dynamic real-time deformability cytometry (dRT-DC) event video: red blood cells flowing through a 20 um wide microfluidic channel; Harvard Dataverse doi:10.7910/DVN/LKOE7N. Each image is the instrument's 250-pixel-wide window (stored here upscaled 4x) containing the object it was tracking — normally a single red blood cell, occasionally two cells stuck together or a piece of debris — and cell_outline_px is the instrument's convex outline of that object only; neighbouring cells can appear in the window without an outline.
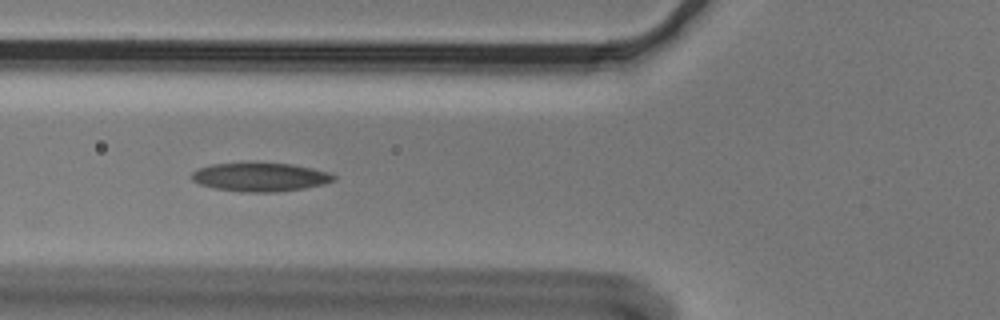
{"species": "Egyptian fruit bat (a non-hibernating species)", "species_latin": "Rousettus aegyptiacus", "temperature_condition": "cold", "stored_images_in_passage": 36, "camera_frame_rate_fps": 3000, "um_per_image_px": 0.085, "animal": {"sex": "male"}, "frame": {"image": 1, "passage_image": 20, "time_ms": 6.333, "image_size_px": [1000, 320], "cell_outline_px": [[336, 180], [324, 184], [304, 188], [276, 192], [252, 192], [212, 188], [200, 184], [192, 180], [192, 172], [200, 168], [212, 164], [292, 164], [312, 168], [328, 172], [336, 176]], "centroid_in_image_um": [22.15, 15.06], "position_along_channel_um": 103.6, "area_um2": 23.24}}
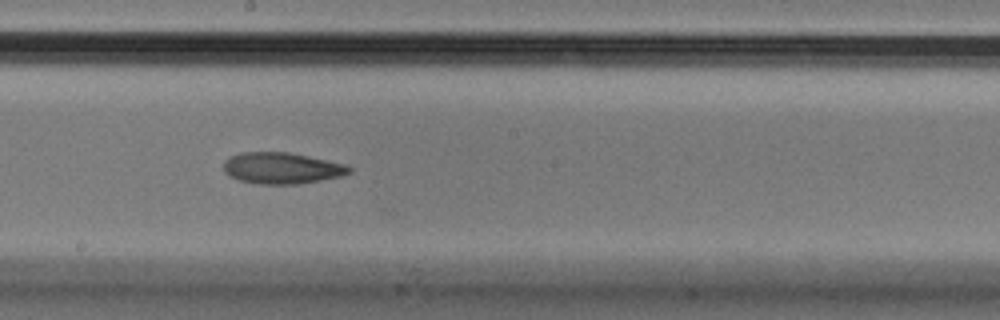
{"frame": {"image": 2, "passage_image": 30, "time_ms": 9.667, "image_size_px": [1000, 320], "cell_outline_px": [[352, 172], [340, 176], [320, 180], [296, 184], [260, 184], [240, 180], [228, 176], [224, 172], [224, 160], [240, 152], [288, 152], [308, 156], [344, 164], [352, 168]], "centroid_in_image_um": [23.92, 14.29], "position_along_channel_um": 224.3, "area_um2": 22.77}}